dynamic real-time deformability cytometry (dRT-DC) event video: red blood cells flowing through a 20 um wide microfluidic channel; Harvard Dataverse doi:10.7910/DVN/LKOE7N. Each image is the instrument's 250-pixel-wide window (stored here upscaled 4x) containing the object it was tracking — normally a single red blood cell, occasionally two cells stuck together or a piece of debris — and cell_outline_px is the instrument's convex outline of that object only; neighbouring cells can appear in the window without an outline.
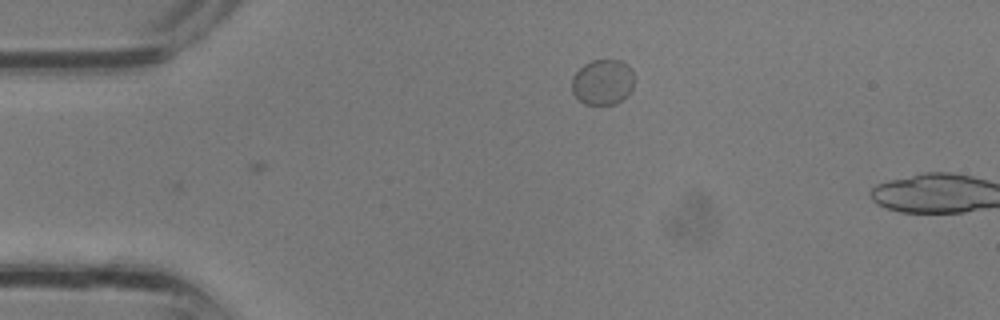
{"species": "common noctule bat (a hibernating species)", "species_latin": "Nyctalus noctula", "temperature_condition": "room temperature", "stored_images_in_passage": 7, "camera_frame_rate_fps": 3000, "um_per_image_px": 0.085, "animal": {"sex": "male", "body_mass_g": 13.3}, "frame": {"image": 1, "passage_image": 7, "time_ms": 2.0, "image_size_px": [1000, 320], "cell_outline_px": [[632, 88], [616, 104], [584, 104], [572, 92], [572, 76], [584, 64], [592, 60], [620, 60], [628, 64], [632, 68]], "centroid_in_image_um": [51.21, 6.96], "position_along_channel_um": 33.8, "area_um2": 16.36}}